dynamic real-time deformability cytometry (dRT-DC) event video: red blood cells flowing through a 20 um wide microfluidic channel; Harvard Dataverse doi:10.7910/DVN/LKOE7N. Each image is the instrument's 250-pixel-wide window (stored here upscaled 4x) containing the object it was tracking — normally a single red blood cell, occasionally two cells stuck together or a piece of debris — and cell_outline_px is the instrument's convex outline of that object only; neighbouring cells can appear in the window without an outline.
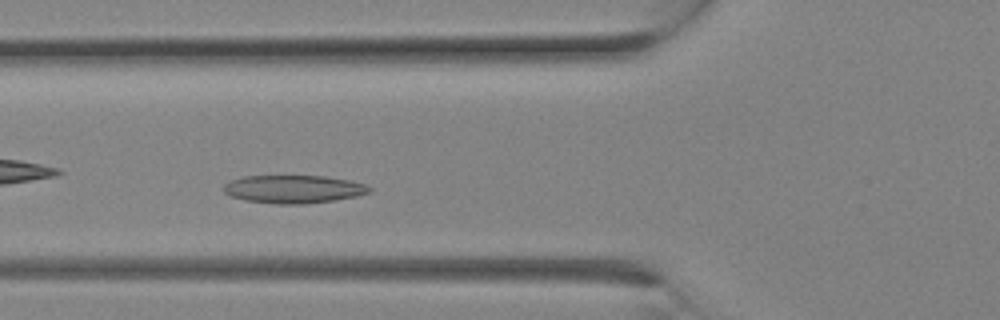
{"species": "Egyptian fruit bat (a non-hibernating species)", "species_latin": "Rousettus aegyptiacus", "temperature_condition": "room temperature", "stored_images_in_passage": 12, "camera_frame_rate_fps": 3000, "um_per_image_px": 0.085, "animal": {"sex": "female"}, "frame": {"image": 1, "passage_image": 9, "time_ms": 2.667, "image_size_px": [1000, 320], "cell_outline_px": [[372, 192], [356, 196], [332, 200], [304, 204], [276, 204], [244, 200], [228, 196], [224, 192], [224, 184], [232, 180], [244, 176], [324, 176], [348, 180], [364, 184], [372, 188]], "centroid_in_image_um": [24.93, 16.08], "position_along_channel_um": 100.9, "area_um2": 23.76}}
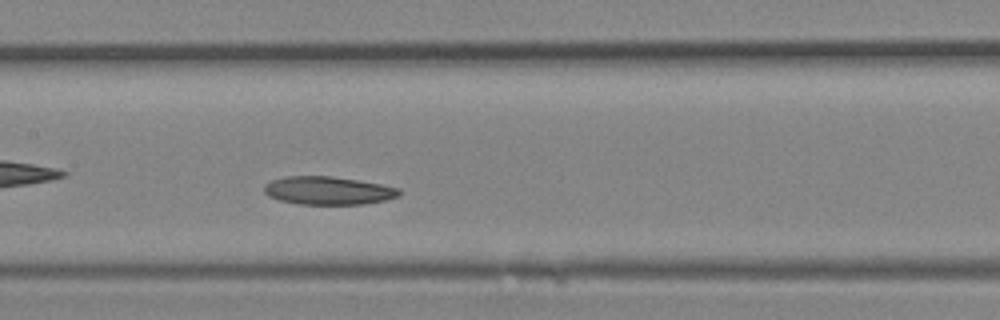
{"frame": {"image": 2, "passage_image": 12, "time_ms": 3.667, "image_size_px": [1000, 320], "cell_outline_px": [[400, 196], [384, 200], [364, 204], [300, 204], [280, 200], [268, 196], [264, 192], [264, 184], [272, 180], [284, 176], [332, 176], [380, 184], [400, 188]], "centroid_in_image_um": [27.87, 16.19], "position_along_channel_um": 179.5, "area_um2": 22.08}}